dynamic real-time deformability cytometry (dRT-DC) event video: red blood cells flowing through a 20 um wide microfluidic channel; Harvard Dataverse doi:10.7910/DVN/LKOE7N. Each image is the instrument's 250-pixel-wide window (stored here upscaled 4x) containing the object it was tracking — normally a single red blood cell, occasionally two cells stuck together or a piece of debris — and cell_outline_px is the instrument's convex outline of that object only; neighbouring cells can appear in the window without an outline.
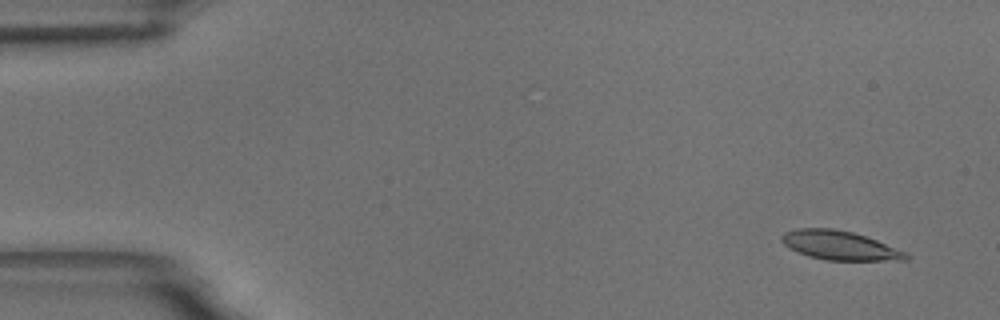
{"species": "common noctule bat (a hibernating species)", "species_latin": "Nyctalus noctula", "temperature_condition": "room temperature", "stored_images_in_passage": 58, "camera_frame_rate_fps": 3000, "um_per_image_px": 0.085, "animal": {"sex": "male", "body_mass_g": 18.8}, "frame": {"image": 1, "passage_image": 4, "time_ms": 1.0, "image_size_px": [1000, 320], "cell_outline_px": [[908, 260], [824, 260], [808, 256], [784, 244], [780, 240], [780, 236], [784, 232], [796, 228], [832, 228], [852, 232], [876, 240], [908, 252]], "centroid_in_image_um": [71.37, 20.85], "position_along_channel_um": 13.6, "area_um2": 20.92}}
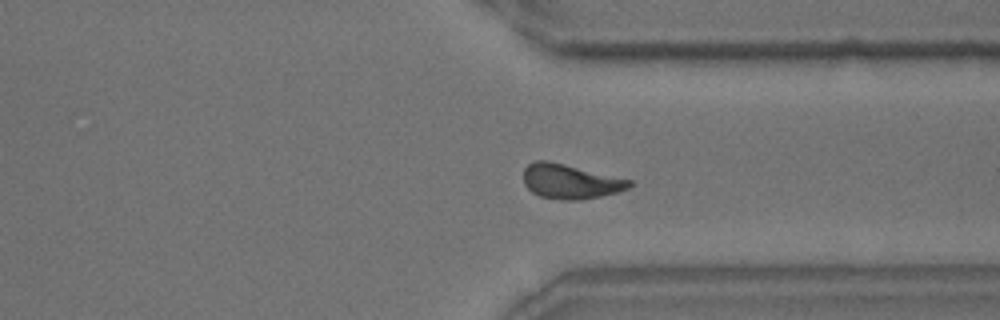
{"frame": {"image": 2, "passage_image": 43, "time_ms": 14.0, "image_size_px": [1000, 320], "cell_outline_px": [[632, 184], [628, 188], [620, 192], [580, 200], [560, 200], [540, 196], [532, 192], [524, 184], [524, 168], [528, 164], [536, 160], [548, 160], [632, 180]], "centroid_in_image_um": [48.47, 15.42], "position_along_channel_um": 362.9, "area_um2": 21.39}}
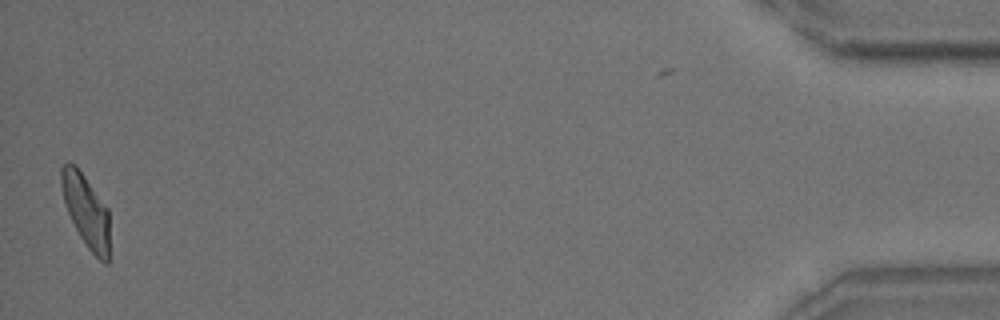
{"frame": {"image": 3, "passage_image": 56, "time_ms": 18.333, "image_size_px": [1000, 320], "cell_outline_px": [[108, 264], [104, 264], [88, 248], [80, 236], [68, 212], [64, 200], [60, 184], [60, 168], [68, 160], [76, 164], [108, 208]], "centroid_in_image_um": [7.29, 17.84], "position_along_channel_um": 427.9, "area_um2": 20.29}, "authors_computed_cell_mechanics": {"area_um2": 21.1548, "velocity_mm_per_s": 3.6007, "shape_relaxation_time_tau1_ms": 7.0935, "shape_relaxation_time_tau2_ms": 2.7189, "deformation_change_tau1": 0.2206, "deformation_change_tau2": 0.0957}}